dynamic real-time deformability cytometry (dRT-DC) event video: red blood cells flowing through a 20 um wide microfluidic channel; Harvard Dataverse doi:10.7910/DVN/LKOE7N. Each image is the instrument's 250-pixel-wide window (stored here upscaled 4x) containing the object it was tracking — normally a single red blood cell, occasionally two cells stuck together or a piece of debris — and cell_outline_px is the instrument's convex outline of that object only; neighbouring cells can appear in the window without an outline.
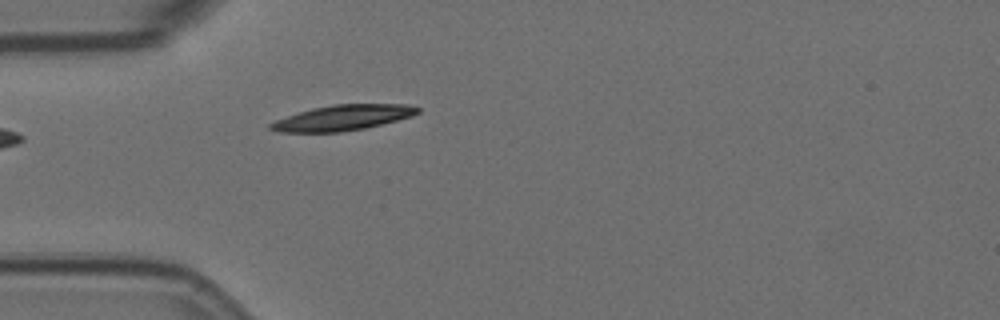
{"species": "Egyptian fruit bat (a non-hibernating species)", "species_latin": "Rousettus aegyptiacus", "temperature_condition": "room temperature", "stored_images_in_passage": 4, "camera_frame_rate_fps": 3000, "um_per_image_px": 0.085, "animal": {"sex": "female"}, "frame": {"image": 1, "passage_image": 4, "time_ms": 1.0, "image_size_px": [1000, 320], "cell_outline_px": [[420, 112], [412, 116], [364, 128], [340, 132], [280, 132], [268, 128], [268, 124], [276, 120], [312, 108], [332, 104], [408, 104], [420, 108]], "centroid_in_image_um": [29.14, 10.0], "position_along_channel_um": 55.9, "area_um2": 21.62}}